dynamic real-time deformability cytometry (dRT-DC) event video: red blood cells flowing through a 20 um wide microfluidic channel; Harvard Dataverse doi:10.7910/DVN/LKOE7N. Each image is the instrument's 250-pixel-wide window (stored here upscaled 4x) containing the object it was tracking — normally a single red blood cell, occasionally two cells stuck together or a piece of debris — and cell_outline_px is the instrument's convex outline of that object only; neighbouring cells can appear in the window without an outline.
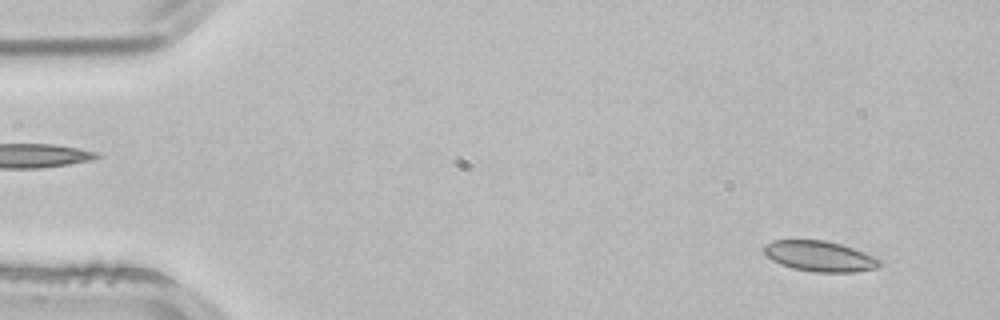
{"species": "common noctule bat (a hibernating species)", "species_latin": "Nyctalus noctula", "temperature_condition": "room temperature", "stored_images_in_passage": 3, "camera_frame_rate_fps": 3000, "um_per_image_px": 0.085, "animal": {"sex": "male", "body_mass_g": 21.5, "forearm_length_mm": 52.0}, "frame": {"image": 1, "passage_image": 1, "time_ms": 0.0, "image_size_px": [1000, 320], "cell_outline_px": [[884, 264], [876, 268], [856, 272], [816, 272], [792, 268], [780, 264], [772, 260], [764, 252], [764, 244], [772, 240], [824, 240], [840, 244], [876, 256]], "centroid_in_image_um": [69.7, 21.78], "position_along_channel_um": 15.3, "area_um2": 20.63}}
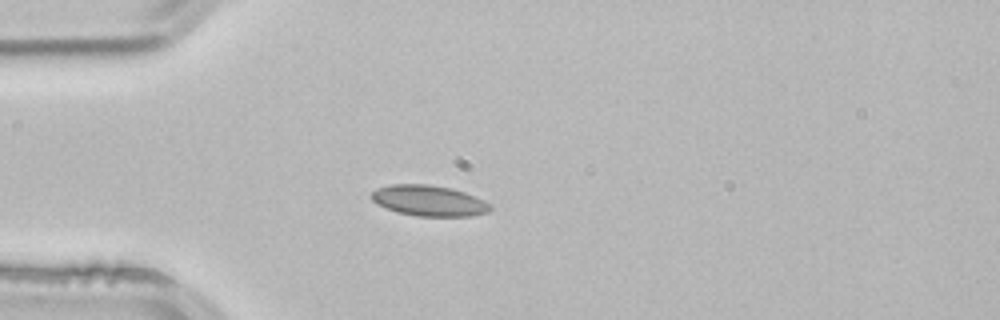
{"frame": {"image": 2, "passage_image": 3, "time_ms": 0.667, "image_size_px": [1000, 320], "cell_outline_px": [[492, 208], [488, 212], [472, 216], [416, 216], [396, 212], [376, 204], [372, 200], [372, 192], [376, 188], [392, 184], [428, 184], [452, 188], [464, 192], [484, 200], [492, 204]], "centroid_in_image_um": [36.47, 17.06], "position_along_channel_um": 48.5, "area_um2": 21.44}}